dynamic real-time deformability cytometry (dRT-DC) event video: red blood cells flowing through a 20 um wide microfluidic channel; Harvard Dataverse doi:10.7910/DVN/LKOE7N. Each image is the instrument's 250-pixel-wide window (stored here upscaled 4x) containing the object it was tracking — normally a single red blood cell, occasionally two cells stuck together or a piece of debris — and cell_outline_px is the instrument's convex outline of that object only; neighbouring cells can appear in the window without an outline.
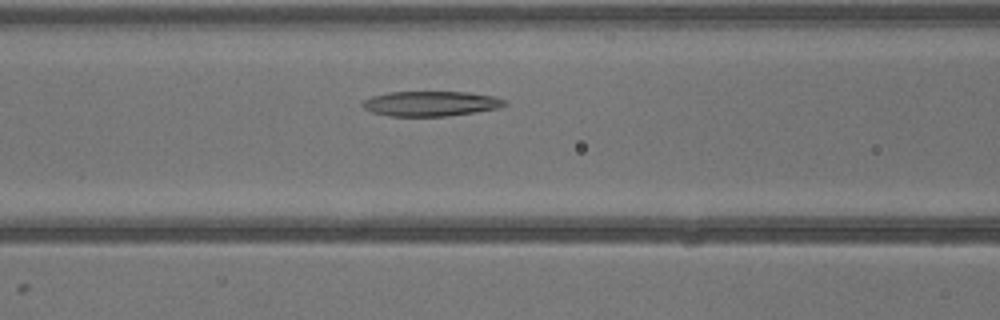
{"species": "common noctule bat (a hibernating species)", "species_latin": "Nyctalus noctula", "temperature_condition": "warm", "stored_images_in_passage": 24, "camera_frame_rate_fps": 3000, "um_per_image_px": 0.085, "animal": {"sex": "male", "body_mass_g": 13.3}, "frame": {"image": 1, "passage_image": 8, "time_ms": 2.333, "image_size_px": [1000, 320], "cell_outline_px": [[508, 104], [496, 108], [476, 112], [448, 116], [388, 116], [372, 112], [364, 108], [360, 104], [360, 100], [372, 96], [388, 92], [468, 92], [496, 96], [508, 100]], "centroid_in_image_um": [36.61, 8.8], "position_along_channel_um": 130.0, "area_um2": 20.98}}
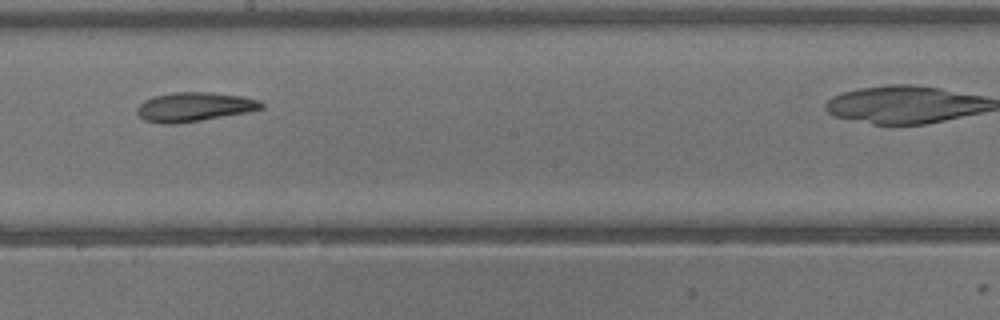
{"frame": {"image": 2, "passage_image": 14, "time_ms": 4.333, "image_size_px": [1000, 320], "cell_outline_px": [[264, 108], [248, 112], [200, 120], [172, 124], [160, 124], [144, 120], [136, 112], [136, 108], [144, 100], [152, 96], [172, 92], [212, 92], [244, 96], [260, 100], [264, 104]], "centroid_in_image_um": [16.51, 9.07], "position_along_channel_um": 231.7, "area_um2": 21.33}}
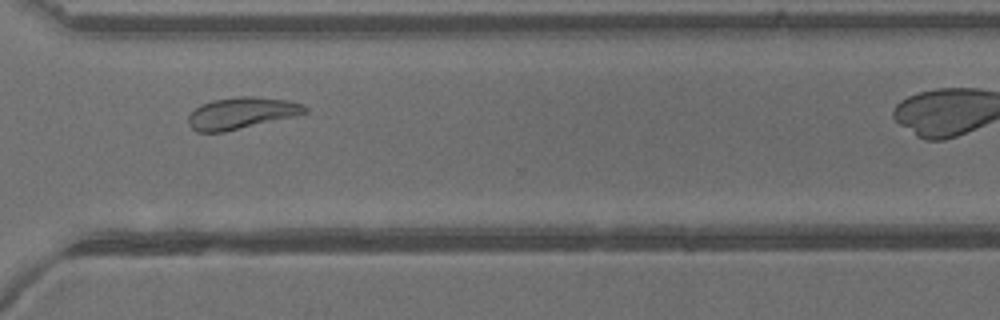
{"frame": {"image": 3, "passage_image": 21, "time_ms": 6.667, "image_size_px": [1000, 320], "cell_outline_px": [[308, 112], [296, 116], [224, 132], [196, 132], [188, 124], [188, 116], [200, 104], [212, 100], [240, 96], [256, 96], [284, 100], [304, 104], [308, 108]], "centroid_in_image_um": [20.53, 9.61], "position_along_channel_um": 350.1, "area_um2": 21.56}}